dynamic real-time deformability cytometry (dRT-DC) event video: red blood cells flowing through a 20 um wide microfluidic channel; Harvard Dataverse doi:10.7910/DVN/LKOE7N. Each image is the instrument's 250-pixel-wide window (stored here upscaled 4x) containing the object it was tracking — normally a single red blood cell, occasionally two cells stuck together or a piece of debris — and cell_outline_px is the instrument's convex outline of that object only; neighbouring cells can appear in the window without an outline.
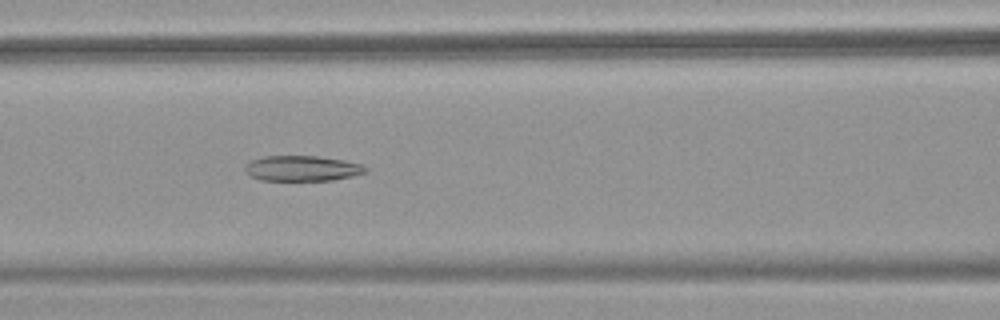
{"species": "common noctule bat (a hibernating species)", "species_latin": "Nyctalus noctula", "temperature_condition": "warm", "stored_images_in_passage": 37, "camera_frame_rate_fps": 3000, "um_per_image_px": 0.085, "animal": {"sex": "female", "body_mass_g": 18.4}, "frame": {"image": 1, "passage_image": 14, "time_ms": 4.333, "image_size_px": [1000, 320], "cell_outline_px": [[368, 172], [352, 176], [332, 180], [260, 180], [244, 172], [244, 164], [248, 160], [264, 156], [316, 156], [344, 160], [364, 164], [368, 168]], "centroid_in_image_um": [25.67, 14.3], "position_along_channel_um": 140.9, "area_um2": 18.09}}
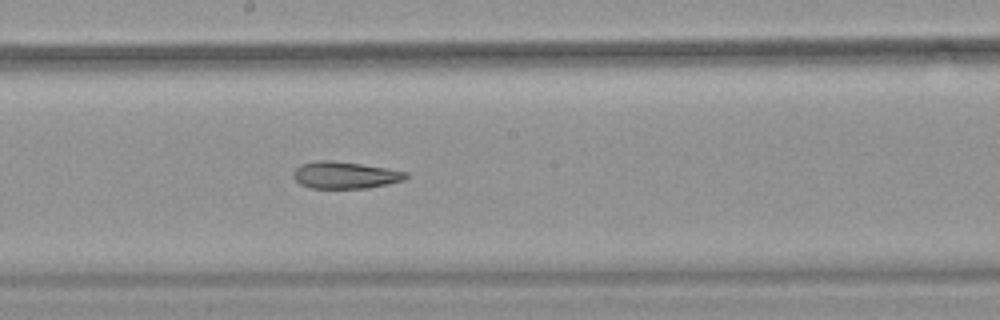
{"frame": {"image": 2, "passage_image": 20, "time_ms": 6.333, "image_size_px": [1000, 320], "cell_outline_px": [[408, 176], [404, 180], [388, 184], [368, 188], [312, 188], [300, 184], [292, 176], [296, 168], [300, 164], [320, 160], [332, 160], [360, 164], [408, 172]], "centroid_in_image_um": [29.32, 14.89], "position_along_channel_um": 218.9, "area_um2": 17.57}}
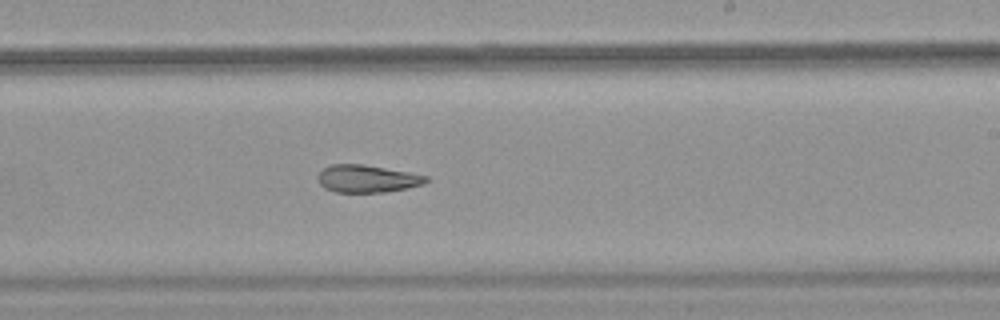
{"frame": {"image": 3, "passage_image": 23, "time_ms": 7.333, "image_size_px": [1000, 320], "cell_outline_px": [[428, 180], [424, 184], [408, 188], [384, 192], [336, 192], [324, 188], [320, 184], [320, 172], [324, 168], [332, 164], [364, 164], [408, 172], [428, 176]], "centroid_in_image_um": [31.24, 15.19], "position_along_channel_um": 257.8, "area_um2": 17.17}, "authors_computed_cell_mechanics": {"area_um2": 18.785, "velocity_mm_per_s": 3.9155, "shape_relaxation_time_tau1_ms": null, "shape_relaxation_time_tau2_ms": 10.7009, "deformation_change_tau1": null, "deformation_change_tau2": 0.2035}}